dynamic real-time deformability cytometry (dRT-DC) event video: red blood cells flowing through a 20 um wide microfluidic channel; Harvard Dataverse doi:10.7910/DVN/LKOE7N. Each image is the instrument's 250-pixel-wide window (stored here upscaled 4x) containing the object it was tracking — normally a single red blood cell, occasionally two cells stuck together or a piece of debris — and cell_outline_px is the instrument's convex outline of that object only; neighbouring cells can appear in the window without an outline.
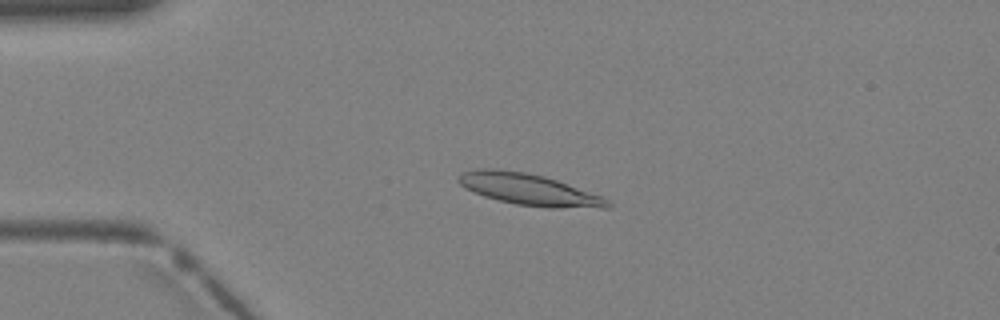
{"species": "Egyptian fruit bat (a non-hibernating species)", "species_latin": "Rousettus aegyptiacus", "temperature_condition": "warm", "stored_images_in_passage": 2, "camera_frame_rate_fps": 3000, "um_per_image_px": 0.085, "animal": {"sex": "female"}, "frame": {"image": 1, "passage_image": 2, "time_ms": 0.333, "image_size_px": [1000, 320], "cell_outline_px": [[612, 208], [548, 208], [516, 204], [484, 196], [460, 184], [456, 180], [464, 172], [480, 168], [496, 168], [524, 172], [544, 176], [604, 196], [612, 204]], "centroid_in_image_um": [45.05, 16.12], "position_along_channel_um": 40.0, "area_um2": 27.28}}